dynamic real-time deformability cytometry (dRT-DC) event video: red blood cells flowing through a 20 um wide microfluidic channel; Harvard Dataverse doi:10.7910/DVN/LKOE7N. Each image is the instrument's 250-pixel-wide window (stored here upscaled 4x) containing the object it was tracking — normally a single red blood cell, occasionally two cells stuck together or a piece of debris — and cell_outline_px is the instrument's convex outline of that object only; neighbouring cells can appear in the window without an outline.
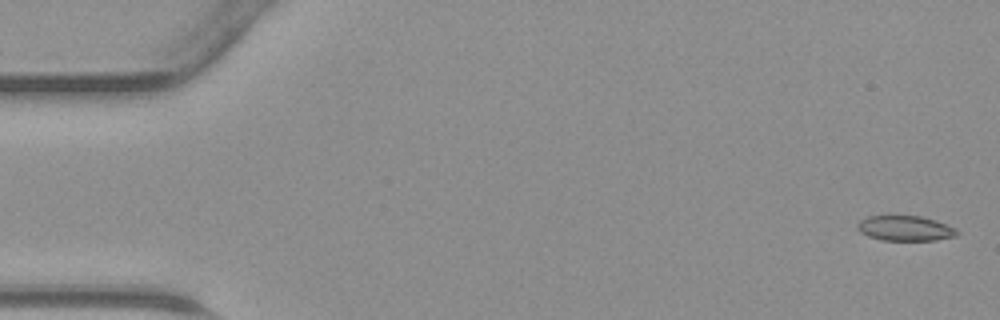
{"species": "common noctule bat (a hibernating species)", "species_latin": "Nyctalus noctula", "temperature_condition": "warm", "stored_images_in_passage": 14, "camera_frame_rate_fps": 3000, "um_per_image_px": 0.085, "animal": {"sex": "male", "body_mass_g": 23.1, "forearm_length_mm": 52.7}, "frame": {"image": 1, "passage_image": 1, "time_ms": 0.0, "image_size_px": [1000, 320], "cell_outline_px": [[960, 232], [956, 236], [936, 240], [880, 240], [868, 236], [860, 232], [856, 228], [856, 224], [860, 220], [868, 216], [920, 216], [936, 220], [956, 228]], "centroid_in_image_um": [76.94, 19.41], "position_along_channel_um": 8.1, "area_um2": 14.68}}